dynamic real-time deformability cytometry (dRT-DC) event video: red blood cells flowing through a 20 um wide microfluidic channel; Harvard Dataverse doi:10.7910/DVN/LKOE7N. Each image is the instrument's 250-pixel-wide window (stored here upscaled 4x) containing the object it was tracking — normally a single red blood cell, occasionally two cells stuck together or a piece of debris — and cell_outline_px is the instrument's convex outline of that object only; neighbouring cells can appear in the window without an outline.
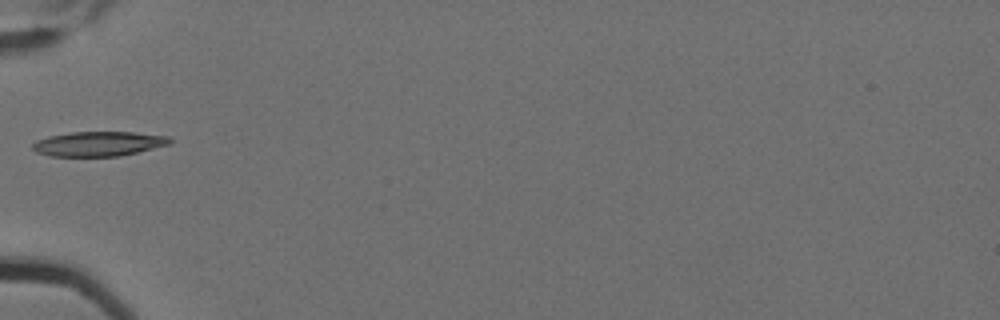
{"species": "Egyptian fruit bat (a non-hibernating species)", "species_latin": "Rousettus aegyptiacus", "temperature_condition": "cold", "stored_images_in_passage": 5, "camera_frame_rate_fps": 3000, "um_per_image_px": 0.085, "animal": {"sex": "female"}, "frame": {"image": 1, "passage_image": 5, "time_ms": 1.333, "image_size_px": [1000, 320], "cell_outline_px": [[172, 144], [120, 156], [48, 156], [36, 152], [32, 148], [32, 144], [36, 140], [48, 136], [72, 132], [136, 132], [168, 136], [172, 140]], "centroid_in_image_um": [8.39, 12.22], "position_along_channel_um": 76.6, "area_um2": 19.88}}